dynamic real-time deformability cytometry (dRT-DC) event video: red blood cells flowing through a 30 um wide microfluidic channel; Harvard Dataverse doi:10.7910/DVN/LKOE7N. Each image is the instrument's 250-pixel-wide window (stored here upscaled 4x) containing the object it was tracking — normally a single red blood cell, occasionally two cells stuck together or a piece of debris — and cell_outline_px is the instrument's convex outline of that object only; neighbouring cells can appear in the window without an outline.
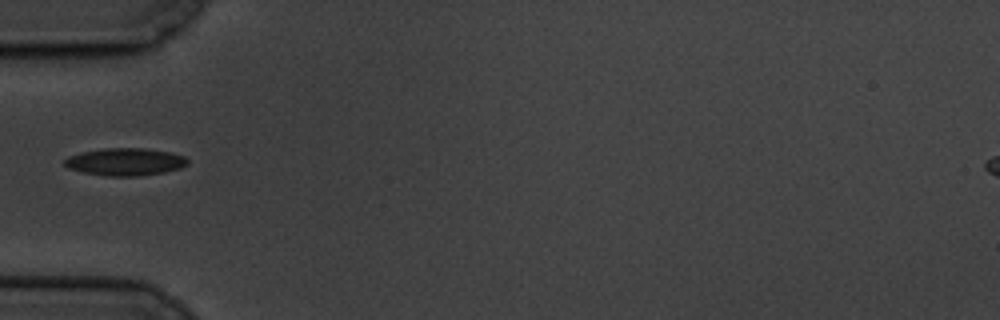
{"species": "common noctule bat (a hibernating species)", "species_latin": "Nyctalus noctula", "temperature_condition": "cold", "stored_images_in_passage": 8, "camera_frame_rate_fps": 3000, "um_per_image_px": 0.085, "animal": {"sex": "male", "body_mass_g": 19.5, "forearm_length_mm": 54.6}, "frame": {"image": 1, "passage_image": 6, "time_ms": 5.667, "image_size_px": [1000, 320], "cell_outline_px": [[188, 164], [180, 168], [164, 172], [140, 176], [108, 176], [84, 172], [68, 168], [64, 164], [64, 160], [68, 156], [80, 152], [104, 148], [144, 148], [172, 152], [184, 156], [188, 160]], "centroid_in_image_um": [10.65, 13.75], "position_along_channel_um": 74.3, "area_um2": 19.77}}
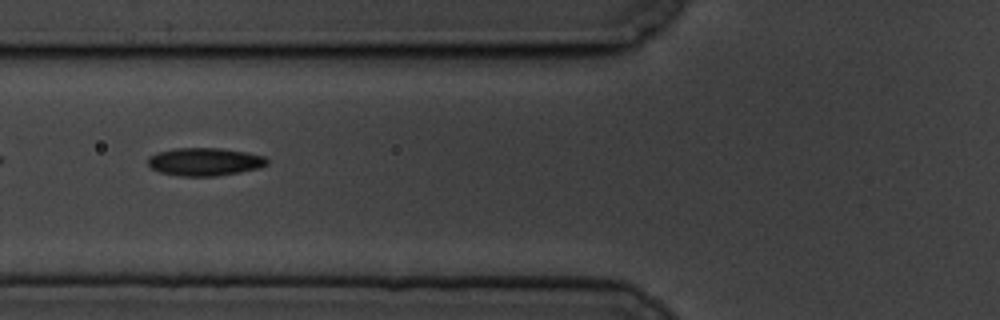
{"frame": {"image": 2, "passage_image": 7, "time_ms": 6.667, "image_size_px": [1000, 320], "cell_outline_px": [[268, 164], [260, 168], [240, 172], [216, 176], [180, 176], [160, 172], [152, 168], [148, 164], [148, 156], [156, 152], [176, 148], [220, 148], [248, 152], [264, 156], [268, 160]], "centroid_in_image_um": [17.41, 13.74], "position_along_channel_um": 108.4, "area_um2": 19.54}}
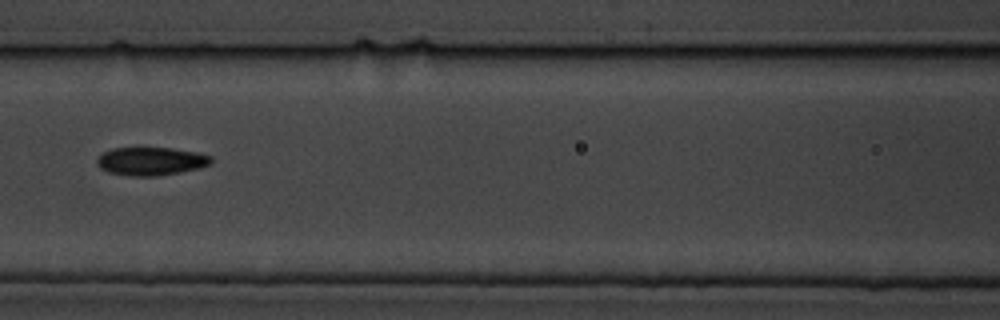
{"frame": {"image": 3, "passage_image": 8, "time_ms": 8.0, "image_size_px": [1000, 320], "cell_outline_px": [[212, 164], [200, 168], [180, 172], [156, 176], [132, 176], [108, 172], [100, 168], [96, 164], [96, 160], [104, 152], [112, 148], [140, 144], [172, 148], [200, 152], [212, 156]], "centroid_in_image_um": [12.83, 13.65], "position_along_channel_um": 153.8, "area_um2": 19.77}}